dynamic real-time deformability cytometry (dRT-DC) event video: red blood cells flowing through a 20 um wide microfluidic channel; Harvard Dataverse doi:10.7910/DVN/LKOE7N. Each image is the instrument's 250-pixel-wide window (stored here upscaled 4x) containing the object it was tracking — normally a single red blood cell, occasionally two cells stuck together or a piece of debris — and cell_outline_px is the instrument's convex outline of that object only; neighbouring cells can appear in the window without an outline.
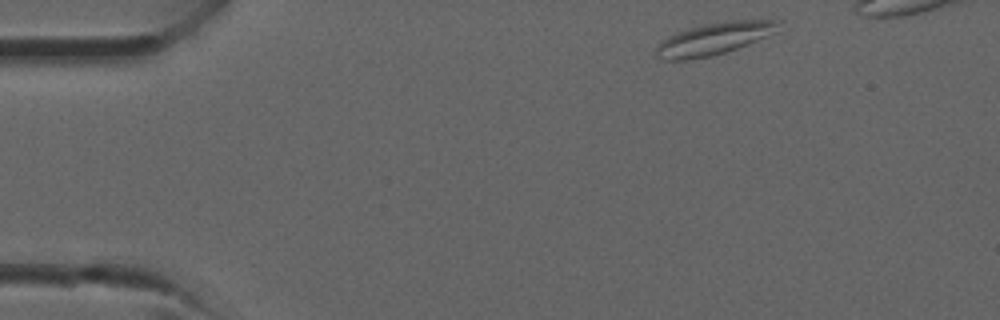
{"species": "common noctule bat (a hibernating species)", "species_latin": "Nyctalus noctula", "temperature_condition": "room temperature", "stored_images_in_passage": 30, "camera_frame_rate_fps": 3000, "um_per_image_px": 0.085, "animal": {"sex": "male", "forearm_length_mm": 52.5}, "frame": {"image": 1, "passage_image": 1, "time_ms": 0.0, "image_size_px": [1000, 320], "cell_outline_px": [[784, 20], [780, 32], [736, 48], [712, 56], [692, 60], [660, 60], [656, 56], [656, 48], [660, 40], [676, 32], [704, 24], [728, 20]], "centroid_in_image_um": [60.74, 3.28], "position_along_channel_um": 24.3, "area_um2": 23.41}}
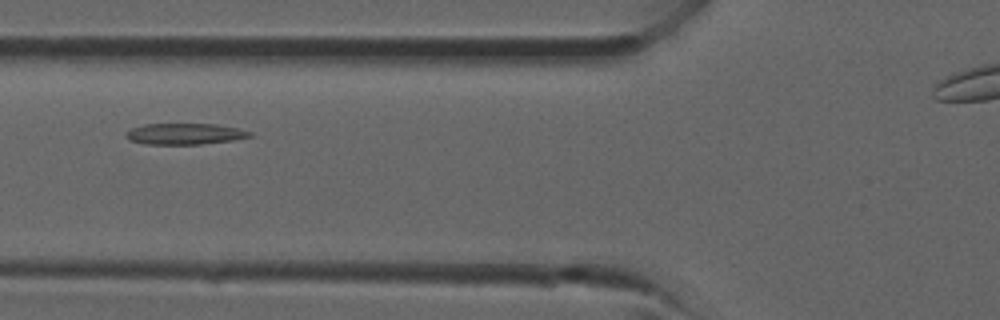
{"frame": {"image": 2, "passage_image": 10, "time_ms": 3.0, "image_size_px": [1000, 320], "cell_outline_px": [[252, 136], [232, 140], [200, 144], [144, 144], [128, 140], [124, 136], [124, 132], [132, 128], [144, 124], [216, 124], [236, 128], [252, 132]], "centroid_in_image_um": [15.64, 11.38], "position_along_channel_um": 110.2, "area_um2": 15.26}}
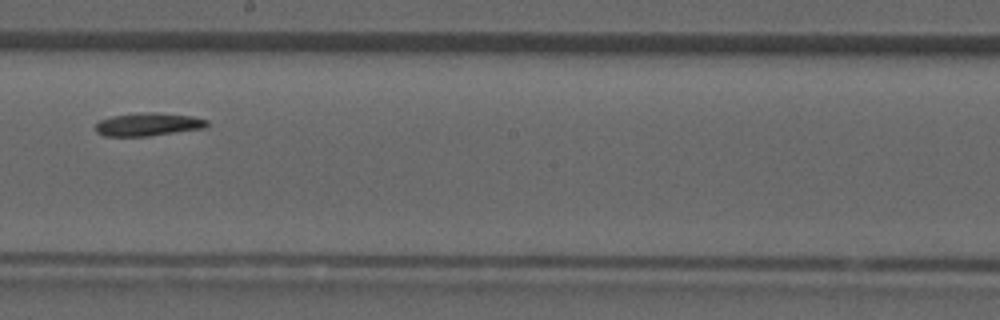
{"frame": {"image": 3, "passage_image": 17, "time_ms": 5.333, "image_size_px": [1000, 320], "cell_outline_px": [[208, 128], [148, 136], [104, 136], [96, 132], [96, 124], [100, 120], [112, 116], [144, 112], [160, 112], [192, 116], [208, 120]], "centroid_in_image_um": [12.64, 10.57], "position_along_channel_um": 235.6, "area_um2": 15.14}}